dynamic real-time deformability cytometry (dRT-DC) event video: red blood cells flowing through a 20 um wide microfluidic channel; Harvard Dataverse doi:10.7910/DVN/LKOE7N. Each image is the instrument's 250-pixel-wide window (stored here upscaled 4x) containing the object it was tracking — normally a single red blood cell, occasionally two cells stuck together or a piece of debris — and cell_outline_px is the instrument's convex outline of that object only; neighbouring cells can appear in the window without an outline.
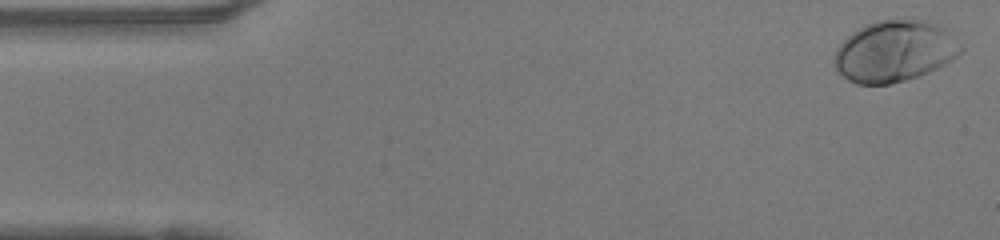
{"species": "human", "species_latin": "Homo sapiens", "temperature_condition": "warm", "stored_images_in_passage": 48, "camera_frame_rate_fps": 3000, "um_per_image_px": 0.085, "donor": {"sex": "female"}, "frame": {"image": 1, "passage_image": 1, "time_ms": 0.0, "image_size_px": [1000, 240], "cell_outline_px": [[964, 48], [952, 60], [928, 72], [904, 80], [888, 84], [856, 84], [848, 80], [836, 68], [836, 52], [840, 44], [852, 32], [864, 24], [876, 20], [928, 20], [940, 24], [948, 28]], "centroid_in_image_um": [76.09, 4.32], "position_along_channel_um": 8.9, "area_um2": 45.03}}
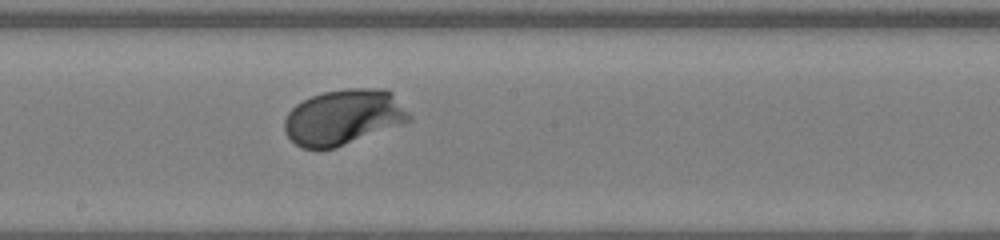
{"frame": {"image": 2, "passage_image": 25, "time_ms": 8.0, "image_size_px": [1000, 240], "cell_outline_px": [[412, 120], [404, 124], [336, 148], [304, 148], [296, 144], [288, 136], [284, 128], [284, 120], [288, 112], [296, 104], [312, 96], [324, 92], [348, 88], [384, 88], [392, 92], [412, 116]], "centroid_in_image_um": [29.24, 9.95], "position_along_channel_um": 219.0, "area_um2": 40.4}}
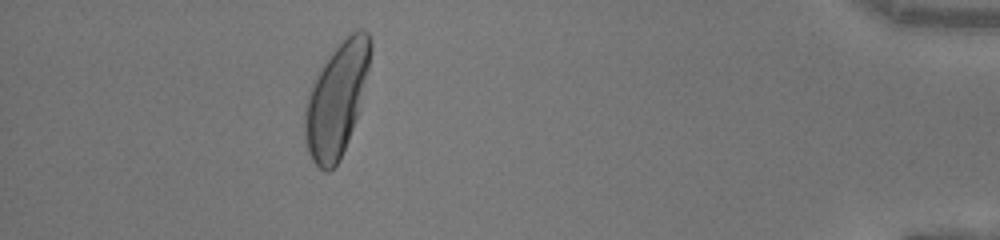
{"frame": {"image": 3, "passage_image": 43, "time_ms": 14.0, "image_size_px": [1000, 240], "cell_outline_px": [[372, 48], [368, 68], [356, 116], [352, 128], [340, 160], [328, 172], [324, 172], [312, 160], [308, 152], [304, 136], [304, 112], [308, 96], [312, 84], [320, 68], [328, 56], [352, 32], [360, 28], [364, 28], [368, 32], [372, 40]], "centroid_in_image_um": [28.59, 8.45], "position_along_channel_um": 406.6, "area_um2": 42.43}, "authors_computed_cell_mechanics": {"area_um2": 39.4774, "velocity_mm_per_s": 4.1314, "shape_relaxation_time_tau1_ms": 1.3448, "shape_relaxation_time_tau2_ms": null, "deformation_change_tau1": 0.1493, "deformation_change_tau2": null}}